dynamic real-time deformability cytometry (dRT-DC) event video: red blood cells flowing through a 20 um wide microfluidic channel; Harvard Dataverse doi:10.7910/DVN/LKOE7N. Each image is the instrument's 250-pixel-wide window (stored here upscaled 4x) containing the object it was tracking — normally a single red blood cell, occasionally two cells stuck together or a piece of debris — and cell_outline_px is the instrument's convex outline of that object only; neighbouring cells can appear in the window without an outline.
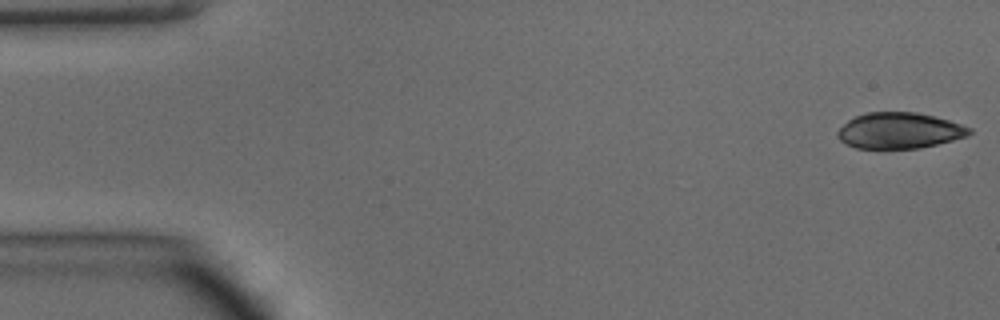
{"species": "common noctule bat (a hibernating species)", "species_latin": "Nyctalus noctula", "temperature_condition": "warm", "stored_images_in_passage": 47, "camera_frame_rate_fps": 3000, "um_per_image_px": 0.085, "animal": {"sex": "male", "body_mass_g": 15.6}, "frame": {"image": 1, "passage_image": 1, "time_ms": 0.0, "image_size_px": [1000, 320], "cell_outline_px": [[972, 132], [968, 136], [920, 148], [856, 148], [840, 140], [836, 136], [836, 132], [848, 120], [856, 116], [868, 112], [916, 112], [948, 120], [972, 128]], "centroid_in_image_um": [76.44, 11.1], "position_along_channel_um": 8.6, "area_um2": 27.4}}
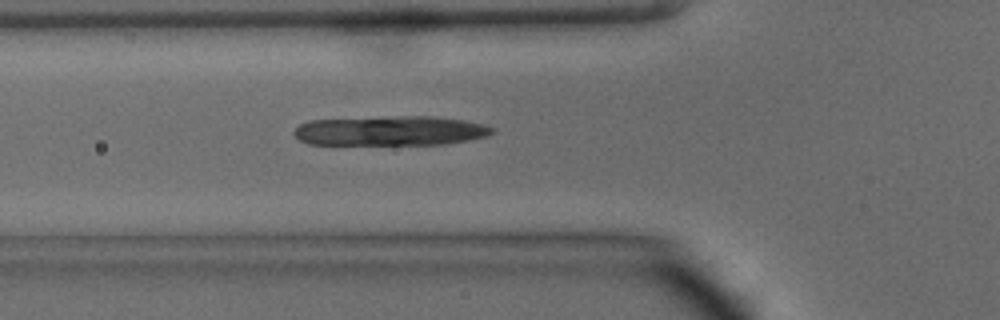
{"frame": {"image": 2, "passage_image": 16, "time_ms": 5.0, "image_size_px": [1000, 320], "cell_outline_px": [[496, 132], [488, 136], [468, 140], [444, 144], [308, 144], [300, 140], [292, 132], [300, 124], [308, 120], [396, 116], [432, 116], [464, 120], [484, 124], [496, 128]], "centroid_in_image_um": [33.23, 11.11], "position_along_channel_um": 92.6, "area_um2": 34.39}}
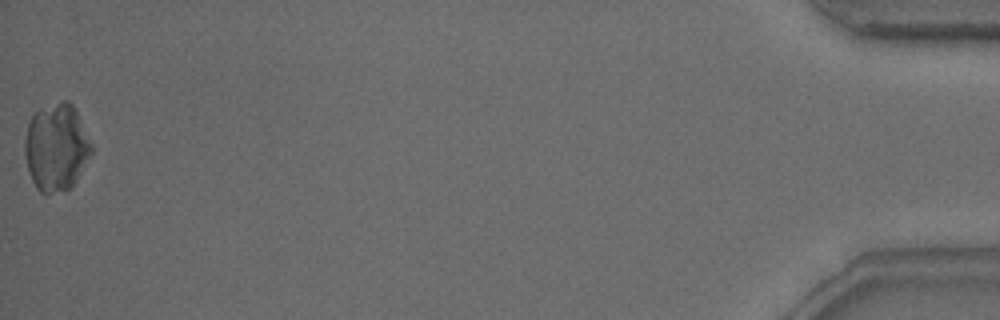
{"frame": {"image": 3, "passage_image": 47, "time_ms": 15.333, "image_size_px": [1000, 320], "cell_outline_px": [[92, 152], [76, 180], [68, 188], [44, 196], [36, 188], [32, 180], [28, 168], [24, 152], [24, 140], [28, 124], [32, 112], [40, 108], [64, 100], [68, 100], [72, 104], [92, 144]], "centroid_in_image_um": [4.75, 12.51], "position_along_channel_um": 430.4, "area_um2": 33.81}}